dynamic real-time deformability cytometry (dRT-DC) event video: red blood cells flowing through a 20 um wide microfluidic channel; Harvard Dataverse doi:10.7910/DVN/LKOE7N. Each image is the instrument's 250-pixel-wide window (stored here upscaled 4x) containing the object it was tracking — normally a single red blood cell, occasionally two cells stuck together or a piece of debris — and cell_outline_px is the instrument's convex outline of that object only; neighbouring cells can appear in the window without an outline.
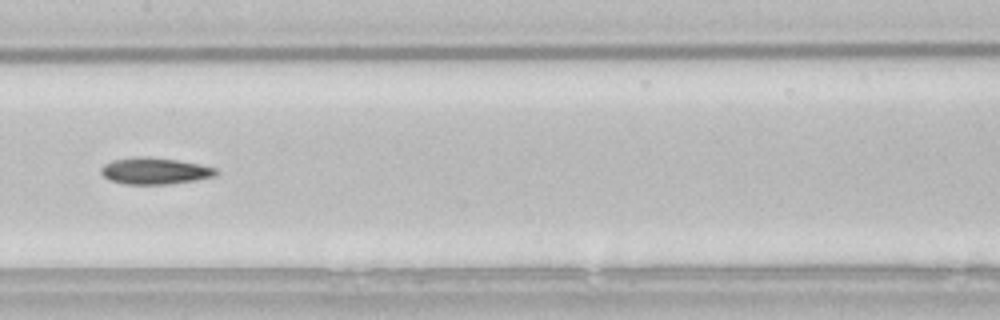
{"species": "common noctule bat (a hibernating species)", "species_latin": "Nyctalus noctula", "temperature_condition": "room temperature", "stored_images_in_passage": 38, "camera_frame_rate_fps": 3000, "um_per_image_px": 0.085, "animal": {"sex": "male", "body_mass_g": 21.5, "forearm_length_mm": 52.0}, "frame": {"image": 1, "passage_image": 12, "time_ms": 3.667, "image_size_px": [1000, 320], "cell_outline_px": [[220, 172], [216, 176], [196, 180], [168, 184], [124, 184], [108, 180], [100, 172], [100, 168], [104, 164], [112, 160], [140, 156], [148, 156], [176, 160], [200, 164], [216, 168]], "centroid_in_image_um": [13.16, 14.53], "position_along_channel_um": 194.2, "area_um2": 17.98}}